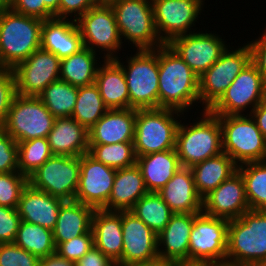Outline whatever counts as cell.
I'll return each instance as SVG.
<instances>
[{"instance_id":"cell-21","label":"cell","mask_w":266,"mask_h":266,"mask_svg":"<svg viewBox=\"0 0 266 266\" xmlns=\"http://www.w3.org/2000/svg\"><path fill=\"white\" fill-rule=\"evenodd\" d=\"M198 214L173 213L165 229L157 235L158 256L172 264L188 262L194 218Z\"/></svg>"},{"instance_id":"cell-36","label":"cell","mask_w":266,"mask_h":266,"mask_svg":"<svg viewBox=\"0 0 266 266\" xmlns=\"http://www.w3.org/2000/svg\"><path fill=\"white\" fill-rule=\"evenodd\" d=\"M98 86L94 83L78 87L72 118L89 130L106 112Z\"/></svg>"},{"instance_id":"cell-18","label":"cell","mask_w":266,"mask_h":266,"mask_svg":"<svg viewBox=\"0 0 266 266\" xmlns=\"http://www.w3.org/2000/svg\"><path fill=\"white\" fill-rule=\"evenodd\" d=\"M116 171L96 161L88 153L81 155L79 184L74 200L94 209H102L109 200Z\"/></svg>"},{"instance_id":"cell-50","label":"cell","mask_w":266,"mask_h":266,"mask_svg":"<svg viewBox=\"0 0 266 266\" xmlns=\"http://www.w3.org/2000/svg\"><path fill=\"white\" fill-rule=\"evenodd\" d=\"M113 263L101 250L93 246L75 266H111Z\"/></svg>"},{"instance_id":"cell-13","label":"cell","mask_w":266,"mask_h":266,"mask_svg":"<svg viewBox=\"0 0 266 266\" xmlns=\"http://www.w3.org/2000/svg\"><path fill=\"white\" fill-rule=\"evenodd\" d=\"M228 224L226 219L198 214L190 234L188 262L226 263Z\"/></svg>"},{"instance_id":"cell-1","label":"cell","mask_w":266,"mask_h":266,"mask_svg":"<svg viewBox=\"0 0 266 266\" xmlns=\"http://www.w3.org/2000/svg\"><path fill=\"white\" fill-rule=\"evenodd\" d=\"M158 65L159 108L174 109L187 114L197 106L195 117L196 113L202 111L198 105V76L168 44L158 47Z\"/></svg>"},{"instance_id":"cell-38","label":"cell","mask_w":266,"mask_h":266,"mask_svg":"<svg viewBox=\"0 0 266 266\" xmlns=\"http://www.w3.org/2000/svg\"><path fill=\"white\" fill-rule=\"evenodd\" d=\"M237 171L242 175L250 210H266V161L239 165Z\"/></svg>"},{"instance_id":"cell-59","label":"cell","mask_w":266,"mask_h":266,"mask_svg":"<svg viewBox=\"0 0 266 266\" xmlns=\"http://www.w3.org/2000/svg\"><path fill=\"white\" fill-rule=\"evenodd\" d=\"M262 103L266 106V86H265V89H264V94H263V100H262Z\"/></svg>"},{"instance_id":"cell-20","label":"cell","mask_w":266,"mask_h":266,"mask_svg":"<svg viewBox=\"0 0 266 266\" xmlns=\"http://www.w3.org/2000/svg\"><path fill=\"white\" fill-rule=\"evenodd\" d=\"M122 235L120 263L131 265L158 257L157 234L130 211H122Z\"/></svg>"},{"instance_id":"cell-55","label":"cell","mask_w":266,"mask_h":266,"mask_svg":"<svg viewBox=\"0 0 266 266\" xmlns=\"http://www.w3.org/2000/svg\"><path fill=\"white\" fill-rule=\"evenodd\" d=\"M14 0H0V10L11 9L13 6Z\"/></svg>"},{"instance_id":"cell-35","label":"cell","mask_w":266,"mask_h":266,"mask_svg":"<svg viewBox=\"0 0 266 266\" xmlns=\"http://www.w3.org/2000/svg\"><path fill=\"white\" fill-rule=\"evenodd\" d=\"M78 87L63 80L50 83L38 97L55 118L71 117Z\"/></svg>"},{"instance_id":"cell-34","label":"cell","mask_w":266,"mask_h":266,"mask_svg":"<svg viewBox=\"0 0 266 266\" xmlns=\"http://www.w3.org/2000/svg\"><path fill=\"white\" fill-rule=\"evenodd\" d=\"M129 211L157 235L165 229L173 214L169 206L156 192H148L143 195Z\"/></svg>"},{"instance_id":"cell-29","label":"cell","mask_w":266,"mask_h":266,"mask_svg":"<svg viewBox=\"0 0 266 266\" xmlns=\"http://www.w3.org/2000/svg\"><path fill=\"white\" fill-rule=\"evenodd\" d=\"M95 84L108 109L130 108L126 78L121 65L115 59H104L98 68Z\"/></svg>"},{"instance_id":"cell-41","label":"cell","mask_w":266,"mask_h":266,"mask_svg":"<svg viewBox=\"0 0 266 266\" xmlns=\"http://www.w3.org/2000/svg\"><path fill=\"white\" fill-rule=\"evenodd\" d=\"M28 185V177L19 171L0 173V206L17 209L23 189Z\"/></svg>"},{"instance_id":"cell-47","label":"cell","mask_w":266,"mask_h":266,"mask_svg":"<svg viewBox=\"0 0 266 266\" xmlns=\"http://www.w3.org/2000/svg\"><path fill=\"white\" fill-rule=\"evenodd\" d=\"M11 10L43 21L54 18V15L45 7L43 0H14Z\"/></svg>"},{"instance_id":"cell-7","label":"cell","mask_w":266,"mask_h":266,"mask_svg":"<svg viewBox=\"0 0 266 266\" xmlns=\"http://www.w3.org/2000/svg\"><path fill=\"white\" fill-rule=\"evenodd\" d=\"M183 112L169 108L136 109V156L175 149L176 132Z\"/></svg>"},{"instance_id":"cell-4","label":"cell","mask_w":266,"mask_h":266,"mask_svg":"<svg viewBox=\"0 0 266 266\" xmlns=\"http://www.w3.org/2000/svg\"><path fill=\"white\" fill-rule=\"evenodd\" d=\"M43 20L0 10V68H14L41 48Z\"/></svg>"},{"instance_id":"cell-40","label":"cell","mask_w":266,"mask_h":266,"mask_svg":"<svg viewBox=\"0 0 266 266\" xmlns=\"http://www.w3.org/2000/svg\"><path fill=\"white\" fill-rule=\"evenodd\" d=\"M53 154L47 138H34L18 143V170L29 177Z\"/></svg>"},{"instance_id":"cell-24","label":"cell","mask_w":266,"mask_h":266,"mask_svg":"<svg viewBox=\"0 0 266 266\" xmlns=\"http://www.w3.org/2000/svg\"><path fill=\"white\" fill-rule=\"evenodd\" d=\"M63 202L64 200L37 190L28 184L21 193L17 212L21 221L53 230Z\"/></svg>"},{"instance_id":"cell-9","label":"cell","mask_w":266,"mask_h":266,"mask_svg":"<svg viewBox=\"0 0 266 266\" xmlns=\"http://www.w3.org/2000/svg\"><path fill=\"white\" fill-rule=\"evenodd\" d=\"M76 24L84 47L104 59H115L122 55V48L126 47H123L115 13L107 0L90 8L76 20Z\"/></svg>"},{"instance_id":"cell-17","label":"cell","mask_w":266,"mask_h":266,"mask_svg":"<svg viewBox=\"0 0 266 266\" xmlns=\"http://www.w3.org/2000/svg\"><path fill=\"white\" fill-rule=\"evenodd\" d=\"M16 93L38 96L50 83L60 79V59L42 48L13 68Z\"/></svg>"},{"instance_id":"cell-45","label":"cell","mask_w":266,"mask_h":266,"mask_svg":"<svg viewBox=\"0 0 266 266\" xmlns=\"http://www.w3.org/2000/svg\"><path fill=\"white\" fill-rule=\"evenodd\" d=\"M18 170V143L0 127V173Z\"/></svg>"},{"instance_id":"cell-11","label":"cell","mask_w":266,"mask_h":266,"mask_svg":"<svg viewBox=\"0 0 266 266\" xmlns=\"http://www.w3.org/2000/svg\"><path fill=\"white\" fill-rule=\"evenodd\" d=\"M243 45V46H242ZM230 47L199 79V99L203 110H208L227 90L238 74L251 62L247 43Z\"/></svg>"},{"instance_id":"cell-43","label":"cell","mask_w":266,"mask_h":266,"mask_svg":"<svg viewBox=\"0 0 266 266\" xmlns=\"http://www.w3.org/2000/svg\"><path fill=\"white\" fill-rule=\"evenodd\" d=\"M94 246L93 233L90 230L69 241L61 242L56 247V252L67 260L77 262Z\"/></svg>"},{"instance_id":"cell-39","label":"cell","mask_w":266,"mask_h":266,"mask_svg":"<svg viewBox=\"0 0 266 266\" xmlns=\"http://www.w3.org/2000/svg\"><path fill=\"white\" fill-rule=\"evenodd\" d=\"M88 154L96 161L116 170L134 166L137 160L133 142L89 144Z\"/></svg>"},{"instance_id":"cell-26","label":"cell","mask_w":266,"mask_h":266,"mask_svg":"<svg viewBox=\"0 0 266 266\" xmlns=\"http://www.w3.org/2000/svg\"><path fill=\"white\" fill-rule=\"evenodd\" d=\"M91 230L94 246L113 262H120L123 250L122 211L95 209Z\"/></svg>"},{"instance_id":"cell-27","label":"cell","mask_w":266,"mask_h":266,"mask_svg":"<svg viewBox=\"0 0 266 266\" xmlns=\"http://www.w3.org/2000/svg\"><path fill=\"white\" fill-rule=\"evenodd\" d=\"M53 155L77 156L88 153V130L72 117L56 118L47 136Z\"/></svg>"},{"instance_id":"cell-54","label":"cell","mask_w":266,"mask_h":266,"mask_svg":"<svg viewBox=\"0 0 266 266\" xmlns=\"http://www.w3.org/2000/svg\"><path fill=\"white\" fill-rule=\"evenodd\" d=\"M45 7L54 15L55 18H59V3L60 0H43Z\"/></svg>"},{"instance_id":"cell-56","label":"cell","mask_w":266,"mask_h":266,"mask_svg":"<svg viewBox=\"0 0 266 266\" xmlns=\"http://www.w3.org/2000/svg\"><path fill=\"white\" fill-rule=\"evenodd\" d=\"M173 266H210V263H190V262H186V263L173 264Z\"/></svg>"},{"instance_id":"cell-49","label":"cell","mask_w":266,"mask_h":266,"mask_svg":"<svg viewBox=\"0 0 266 266\" xmlns=\"http://www.w3.org/2000/svg\"><path fill=\"white\" fill-rule=\"evenodd\" d=\"M263 29L262 34L259 32L261 36L258 34L257 38L246 42L251 50V62L257 67L266 81V27H263Z\"/></svg>"},{"instance_id":"cell-22","label":"cell","mask_w":266,"mask_h":266,"mask_svg":"<svg viewBox=\"0 0 266 266\" xmlns=\"http://www.w3.org/2000/svg\"><path fill=\"white\" fill-rule=\"evenodd\" d=\"M136 109H108L88 130L89 144L133 142Z\"/></svg>"},{"instance_id":"cell-44","label":"cell","mask_w":266,"mask_h":266,"mask_svg":"<svg viewBox=\"0 0 266 266\" xmlns=\"http://www.w3.org/2000/svg\"><path fill=\"white\" fill-rule=\"evenodd\" d=\"M16 94V80L13 69L0 68V127L6 121Z\"/></svg>"},{"instance_id":"cell-6","label":"cell","mask_w":266,"mask_h":266,"mask_svg":"<svg viewBox=\"0 0 266 266\" xmlns=\"http://www.w3.org/2000/svg\"><path fill=\"white\" fill-rule=\"evenodd\" d=\"M107 1L115 13L124 47L128 44L133 50H154L165 44L156 30L151 0Z\"/></svg>"},{"instance_id":"cell-46","label":"cell","mask_w":266,"mask_h":266,"mask_svg":"<svg viewBox=\"0 0 266 266\" xmlns=\"http://www.w3.org/2000/svg\"><path fill=\"white\" fill-rule=\"evenodd\" d=\"M20 222L17 209L0 206V243H14Z\"/></svg>"},{"instance_id":"cell-60","label":"cell","mask_w":266,"mask_h":266,"mask_svg":"<svg viewBox=\"0 0 266 266\" xmlns=\"http://www.w3.org/2000/svg\"><path fill=\"white\" fill-rule=\"evenodd\" d=\"M257 266H266V262L265 263H262V264H259Z\"/></svg>"},{"instance_id":"cell-12","label":"cell","mask_w":266,"mask_h":266,"mask_svg":"<svg viewBox=\"0 0 266 266\" xmlns=\"http://www.w3.org/2000/svg\"><path fill=\"white\" fill-rule=\"evenodd\" d=\"M265 86L263 76L250 62L208 111L216 116L250 115L262 103Z\"/></svg>"},{"instance_id":"cell-10","label":"cell","mask_w":266,"mask_h":266,"mask_svg":"<svg viewBox=\"0 0 266 266\" xmlns=\"http://www.w3.org/2000/svg\"><path fill=\"white\" fill-rule=\"evenodd\" d=\"M55 119L38 96L16 94L1 128L19 143L47 138Z\"/></svg>"},{"instance_id":"cell-19","label":"cell","mask_w":266,"mask_h":266,"mask_svg":"<svg viewBox=\"0 0 266 266\" xmlns=\"http://www.w3.org/2000/svg\"><path fill=\"white\" fill-rule=\"evenodd\" d=\"M250 210L242 175L237 171L203 198L202 212L228 221Z\"/></svg>"},{"instance_id":"cell-8","label":"cell","mask_w":266,"mask_h":266,"mask_svg":"<svg viewBox=\"0 0 266 266\" xmlns=\"http://www.w3.org/2000/svg\"><path fill=\"white\" fill-rule=\"evenodd\" d=\"M222 128V151L238 166L266 161V138L251 115L218 116Z\"/></svg>"},{"instance_id":"cell-15","label":"cell","mask_w":266,"mask_h":266,"mask_svg":"<svg viewBox=\"0 0 266 266\" xmlns=\"http://www.w3.org/2000/svg\"><path fill=\"white\" fill-rule=\"evenodd\" d=\"M206 0H151L153 15L159 38L167 44L179 35L202 29L196 26L205 10ZM198 20V21H197ZM194 28V29H193ZM193 30V31H192Z\"/></svg>"},{"instance_id":"cell-52","label":"cell","mask_w":266,"mask_h":266,"mask_svg":"<svg viewBox=\"0 0 266 266\" xmlns=\"http://www.w3.org/2000/svg\"><path fill=\"white\" fill-rule=\"evenodd\" d=\"M38 266H75V262L61 257L57 252L39 260Z\"/></svg>"},{"instance_id":"cell-28","label":"cell","mask_w":266,"mask_h":266,"mask_svg":"<svg viewBox=\"0 0 266 266\" xmlns=\"http://www.w3.org/2000/svg\"><path fill=\"white\" fill-rule=\"evenodd\" d=\"M147 193L141 170L136 164L117 169L109 200L102 209L129 211Z\"/></svg>"},{"instance_id":"cell-53","label":"cell","mask_w":266,"mask_h":266,"mask_svg":"<svg viewBox=\"0 0 266 266\" xmlns=\"http://www.w3.org/2000/svg\"><path fill=\"white\" fill-rule=\"evenodd\" d=\"M131 266H173V264L158 256L152 260L131 264Z\"/></svg>"},{"instance_id":"cell-3","label":"cell","mask_w":266,"mask_h":266,"mask_svg":"<svg viewBox=\"0 0 266 266\" xmlns=\"http://www.w3.org/2000/svg\"><path fill=\"white\" fill-rule=\"evenodd\" d=\"M266 262V210H248L229 221L226 263L257 266Z\"/></svg>"},{"instance_id":"cell-2","label":"cell","mask_w":266,"mask_h":266,"mask_svg":"<svg viewBox=\"0 0 266 266\" xmlns=\"http://www.w3.org/2000/svg\"><path fill=\"white\" fill-rule=\"evenodd\" d=\"M198 114L200 117L197 115L193 120V113L190 119L187 117L190 115L184 114L177 128L175 150L182 167L191 168L223 152L222 128L218 116L208 110Z\"/></svg>"},{"instance_id":"cell-30","label":"cell","mask_w":266,"mask_h":266,"mask_svg":"<svg viewBox=\"0 0 266 266\" xmlns=\"http://www.w3.org/2000/svg\"><path fill=\"white\" fill-rule=\"evenodd\" d=\"M136 165L141 170L148 192L156 193L182 167L175 149L138 156Z\"/></svg>"},{"instance_id":"cell-58","label":"cell","mask_w":266,"mask_h":266,"mask_svg":"<svg viewBox=\"0 0 266 266\" xmlns=\"http://www.w3.org/2000/svg\"><path fill=\"white\" fill-rule=\"evenodd\" d=\"M111 266H131V265H128V264H122L120 262H114Z\"/></svg>"},{"instance_id":"cell-32","label":"cell","mask_w":266,"mask_h":266,"mask_svg":"<svg viewBox=\"0 0 266 266\" xmlns=\"http://www.w3.org/2000/svg\"><path fill=\"white\" fill-rule=\"evenodd\" d=\"M237 170L238 165L223 152L191 167L195 188L202 198L220 186Z\"/></svg>"},{"instance_id":"cell-23","label":"cell","mask_w":266,"mask_h":266,"mask_svg":"<svg viewBox=\"0 0 266 266\" xmlns=\"http://www.w3.org/2000/svg\"><path fill=\"white\" fill-rule=\"evenodd\" d=\"M158 194L173 213H202L203 198L195 188L191 168L181 167Z\"/></svg>"},{"instance_id":"cell-25","label":"cell","mask_w":266,"mask_h":266,"mask_svg":"<svg viewBox=\"0 0 266 266\" xmlns=\"http://www.w3.org/2000/svg\"><path fill=\"white\" fill-rule=\"evenodd\" d=\"M83 41L75 20L51 18L43 21L41 48L60 60L82 49Z\"/></svg>"},{"instance_id":"cell-37","label":"cell","mask_w":266,"mask_h":266,"mask_svg":"<svg viewBox=\"0 0 266 266\" xmlns=\"http://www.w3.org/2000/svg\"><path fill=\"white\" fill-rule=\"evenodd\" d=\"M14 243L39 259L56 252L52 230L25 221L20 222Z\"/></svg>"},{"instance_id":"cell-51","label":"cell","mask_w":266,"mask_h":266,"mask_svg":"<svg viewBox=\"0 0 266 266\" xmlns=\"http://www.w3.org/2000/svg\"><path fill=\"white\" fill-rule=\"evenodd\" d=\"M250 115L255 120L262 135L266 138V106L260 103L252 110Z\"/></svg>"},{"instance_id":"cell-16","label":"cell","mask_w":266,"mask_h":266,"mask_svg":"<svg viewBox=\"0 0 266 266\" xmlns=\"http://www.w3.org/2000/svg\"><path fill=\"white\" fill-rule=\"evenodd\" d=\"M204 29L203 27L201 31L179 35L167 43L198 77L206 72L230 45L223 33L221 36L217 31Z\"/></svg>"},{"instance_id":"cell-57","label":"cell","mask_w":266,"mask_h":266,"mask_svg":"<svg viewBox=\"0 0 266 266\" xmlns=\"http://www.w3.org/2000/svg\"><path fill=\"white\" fill-rule=\"evenodd\" d=\"M210 266H238V265H232L229 263H219V264H211L210 263Z\"/></svg>"},{"instance_id":"cell-48","label":"cell","mask_w":266,"mask_h":266,"mask_svg":"<svg viewBox=\"0 0 266 266\" xmlns=\"http://www.w3.org/2000/svg\"><path fill=\"white\" fill-rule=\"evenodd\" d=\"M102 0H60L59 18L77 20Z\"/></svg>"},{"instance_id":"cell-42","label":"cell","mask_w":266,"mask_h":266,"mask_svg":"<svg viewBox=\"0 0 266 266\" xmlns=\"http://www.w3.org/2000/svg\"><path fill=\"white\" fill-rule=\"evenodd\" d=\"M39 260L15 243H0V266H38Z\"/></svg>"},{"instance_id":"cell-31","label":"cell","mask_w":266,"mask_h":266,"mask_svg":"<svg viewBox=\"0 0 266 266\" xmlns=\"http://www.w3.org/2000/svg\"><path fill=\"white\" fill-rule=\"evenodd\" d=\"M95 209L76 200L64 201L52 230L56 247L91 230Z\"/></svg>"},{"instance_id":"cell-14","label":"cell","mask_w":266,"mask_h":266,"mask_svg":"<svg viewBox=\"0 0 266 266\" xmlns=\"http://www.w3.org/2000/svg\"><path fill=\"white\" fill-rule=\"evenodd\" d=\"M80 157L52 155L28 177L33 188L64 201L75 199L79 184Z\"/></svg>"},{"instance_id":"cell-33","label":"cell","mask_w":266,"mask_h":266,"mask_svg":"<svg viewBox=\"0 0 266 266\" xmlns=\"http://www.w3.org/2000/svg\"><path fill=\"white\" fill-rule=\"evenodd\" d=\"M103 61L104 58L100 54L83 47L60 60V80L77 87L94 84L98 68Z\"/></svg>"},{"instance_id":"cell-5","label":"cell","mask_w":266,"mask_h":266,"mask_svg":"<svg viewBox=\"0 0 266 266\" xmlns=\"http://www.w3.org/2000/svg\"><path fill=\"white\" fill-rule=\"evenodd\" d=\"M128 52L130 56L120 55L115 60L121 65L126 78L130 108H159L158 48L133 50L134 54Z\"/></svg>"}]
</instances>
